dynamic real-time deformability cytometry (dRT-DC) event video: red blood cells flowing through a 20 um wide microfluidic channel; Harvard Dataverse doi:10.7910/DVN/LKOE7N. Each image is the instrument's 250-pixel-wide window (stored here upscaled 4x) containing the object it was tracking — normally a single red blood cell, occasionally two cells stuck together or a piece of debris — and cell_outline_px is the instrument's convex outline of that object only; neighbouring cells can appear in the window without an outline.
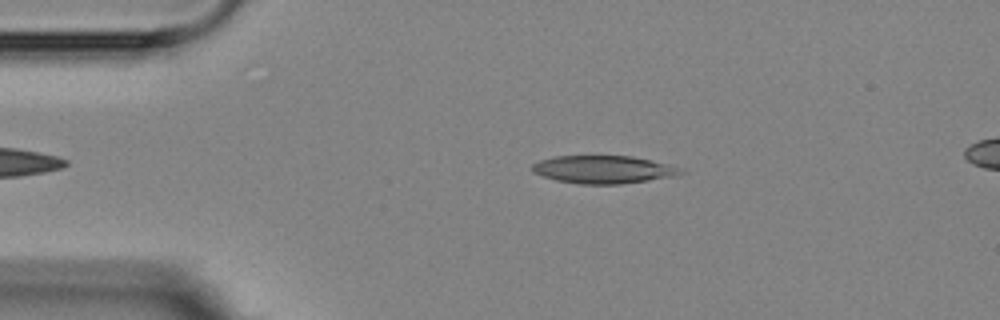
{"species": "Egyptian fruit bat (a non-hibernating species)", "species_latin": "Rousettus aegyptiacus", "temperature_condition": "room temperature", "stored_images_in_passage": 3, "segment_of_instrument_passage": [1, 2], "camera_frame_rate_fps": 3000, "um_per_image_px": 0.085, "animal": {"sex": "female"}, "frame": {"image": 1, "passage_image": 1, "time_ms": 0.0, "image_size_px": [1000, 320], "cell_outline_px": [[688, 172], [676, 176], [620, 184], [580, 184], [556, 180], [532, 172], [532, 164], [540, 160], [552, 156], [632, 156], [652, 160], [680, 168]], "centroid_in_image_um": [51.3, 14.4], "position_along_channel_um": 33.7, "area_um2": 24.1}}